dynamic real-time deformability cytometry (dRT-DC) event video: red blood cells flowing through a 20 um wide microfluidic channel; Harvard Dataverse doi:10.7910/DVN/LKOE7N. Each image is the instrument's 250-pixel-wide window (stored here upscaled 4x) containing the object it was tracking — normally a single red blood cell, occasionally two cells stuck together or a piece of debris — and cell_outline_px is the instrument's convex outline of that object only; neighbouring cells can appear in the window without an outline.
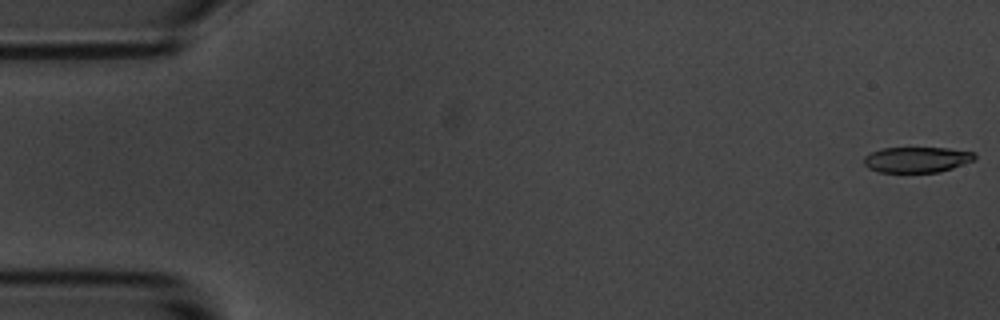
{"species": "common noctule bat (a hibernating species)", "species_latin": "Nyctalus noctula", "temperature_condition": "room temperature", "stored_images_in_passage": 56, "camera_frame_rate_fps": 3000, "um_per_image_px": 0.085, "animal": {"sex": "male", "body_mass_g": 20.1, "forearm_length_mm": 53.5}, "frame": {"image": 1, "passage_image": 1, "time_ms": 0.0, "image_size_px": [1000, 320], "cell_outline_px": [[976, 160], [940, 172], [880, 172], [868, 168], [864, 164], [864, 156], [872, 152], [884, 148], [948, 148], [976, 152]], "centroid_in_image_um": [77.97, 13.57], "position_along_channel_um": 7.0, "area_um2": 16.59}}
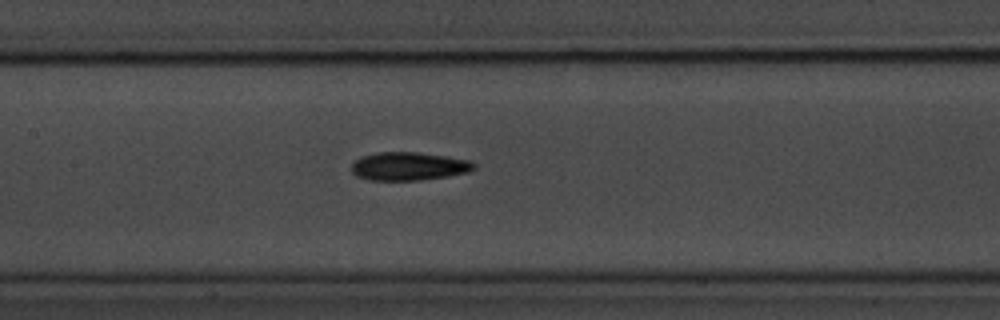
{"frame": {"image": 2, "passage_image": 26, "time_ms": 8.333, "image_size_px": [1000, 320], "cell_outline_px": [[476, 168], [468, 172], [448, 176], [420, 180], [372, 180], [356, 176], [352, 172], [352, 164], [360, 156], [376, 152], [416, 152], [472, 160], [476, 164]], "centroid_in_image_um": [34.76, 14.13], "position_along_channel_um": 172.6, "area_um2": 20.23}}
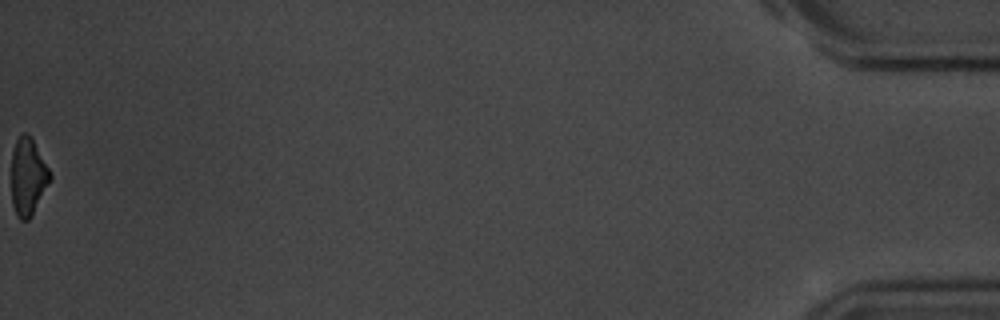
{"frame": {"image": 3, "passage_image": 56, "time_ms": 18.333, "image_size_px": [1000, 320], "cell_outline_px": [[52, 176], [32, 216], [28, 220], [20, 220], [16, 216], [12, 204], [12, 152], [16, 140], [24, 132], [28, 132], [32, 136]], "centroid_in_image_um": [2.37, 15.01], "position_along_channel_um": 432.8, "area_um2": 17.4}, "authors_computed_cell_mechanics": {"area_um2": 19.0451, "velocity_mm_per_s": 3.6242, "shape_relaxation_time_tau1_ms": 2.9118, "shape_relaxation_time_tau2_ms": 8.0842, "deformation_change_tau1": 0.1189, "deformation_change_tau2": 0.1853}}